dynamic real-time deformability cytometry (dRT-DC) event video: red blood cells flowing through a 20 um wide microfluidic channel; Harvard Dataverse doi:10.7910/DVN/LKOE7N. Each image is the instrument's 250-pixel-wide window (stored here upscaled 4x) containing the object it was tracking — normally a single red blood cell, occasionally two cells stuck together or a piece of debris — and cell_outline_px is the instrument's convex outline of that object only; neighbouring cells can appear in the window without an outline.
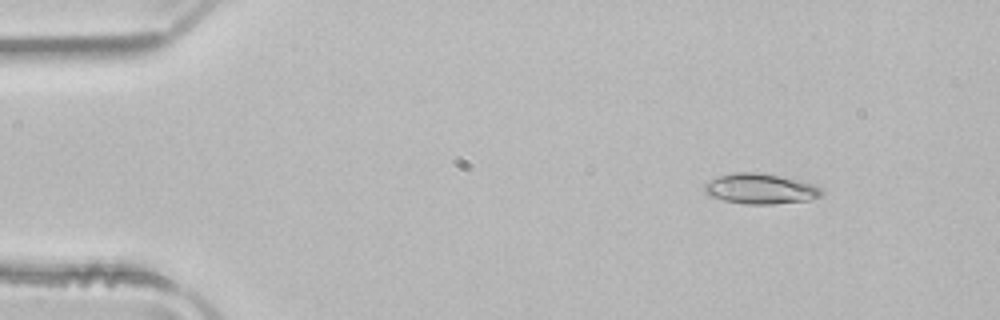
{"species": "common noctule bat (a hibernating species)", "species_latin": "Nyctalus noctula", "temperature_condition": "room temperature", "stored_images_in_passage": 50, "camera_frame_rate_fps": 3000, "um_per_image_px": 0.085, "animal": {"sex": "male", "body_mass_g": 21.5, "forearm_length_mm": 52.0}, "frame": {"image": 1, "passage_image": 6, "time_ms": 1.667, "image_size_px": [1000, 320], "cell_outline_px": [[824, 196], [808, 200], [772, 204], [744, 204], [724, 200], [712, 196], [704, 192], [704, 184], [720, 176], [736, 172], [760, 172], [812, 184], [820, 188], [824, 192]], "centroid_in_image_um": [64.65, 16.06], "position_along_channel_um": 20.4, "area_um2": 20.4}}
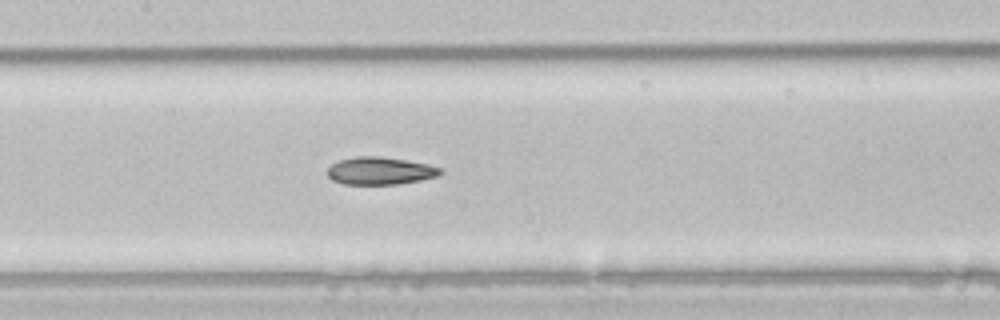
{"frame": {"image": 2, "passage_image": 24, "time_ms": 7.667, "image_size_px": [1000, 320], "cell_outline_px": [[444, 172], [436, 176], [420, 180], [396, 184], [344, 184], [332, 180], [328, 176], [328, 168], [332, 164], [340, 160], [356, 156], [380, 156], [428, 164], [440, 168]], "centroid_in_image_um": [32.29, 14.52], "position_along_channel_um": 175.1, "area_um2": 17.98}}
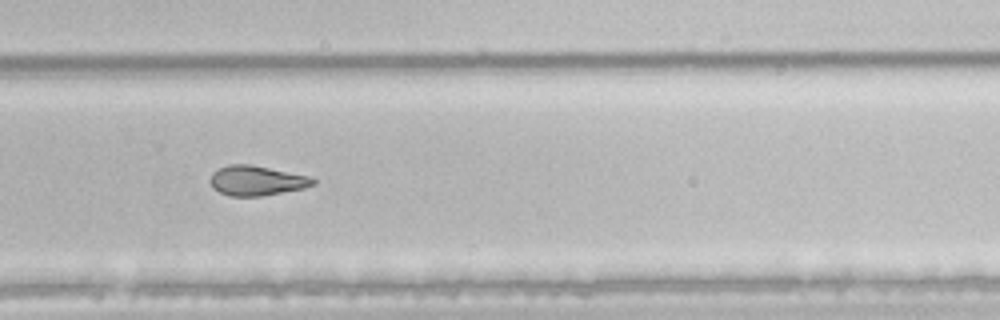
{"frame": {"image": 3, "passage_image": 34, "time_ms": 11.0, "image_size_px": [1000, 320], "cell_outline_px": [[316, 184], [304, 188], [260, 196], [228, 196], [212, 188], [208, 180], [212, 172], [228, 164], [248, 164], [308, 176], [316, 180]], "centroid_in_image_um": [21.76, 15.36], "position_along_channel_um": 308.0, "area_um2": 17.8}, "authors_computed_cell_mechanics": {"area_um2": 19.6809, "velocity_mm_per_s": 4.0032, "shape_relaxation_time_tau1_ms": null, "shape_relaxation_time_tau2_ms": 3.1673, "deformation_change_tau1": null, "deformation_change_tau2": 0.0911}}